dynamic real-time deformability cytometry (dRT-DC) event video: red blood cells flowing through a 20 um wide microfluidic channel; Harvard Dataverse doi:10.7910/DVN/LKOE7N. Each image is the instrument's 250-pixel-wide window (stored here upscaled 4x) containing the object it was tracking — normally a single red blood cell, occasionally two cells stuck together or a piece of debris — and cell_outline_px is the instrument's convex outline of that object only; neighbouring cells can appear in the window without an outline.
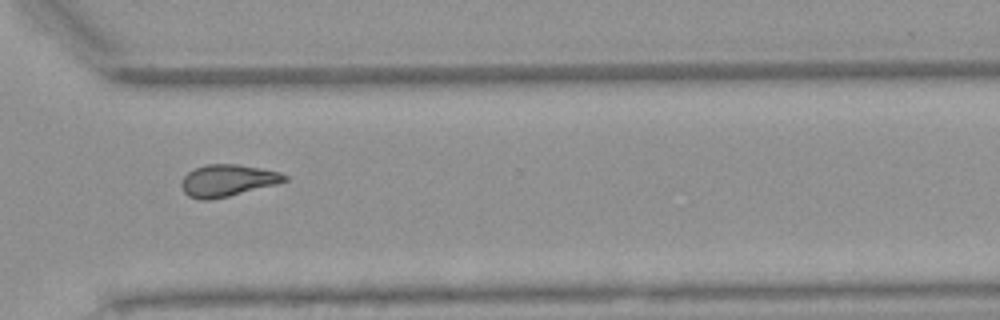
{"species": "Egyptian fruit bat (a non-hibernating species)", "species_latin": "Rousettus aegyptiacus", "temperature_condition": "warm", "stored_images_in_passage": 14, "camera_frame_rate_fps": 3000, "um_per_image_px": 0.085, "animal": {"sex": "female"}, "frame": {"image": 1, "passage_image": 12, "time_ms": 14.0, "image_size_px": [1000, 320], "cell_outline_px": [[288, 180], [276, 184], [212, 200], [200, 200], [188, 196], [184, 192], [180, 184], [184, 176], [188, 172], [196, 168], [208, 164], [236, 164], [260, 168], [280, 172], [288, 176]], "centroid_in_image_um": [19.33, 15.35], "position_along_channel_um": 351.3, "area_um2": 19.07}}